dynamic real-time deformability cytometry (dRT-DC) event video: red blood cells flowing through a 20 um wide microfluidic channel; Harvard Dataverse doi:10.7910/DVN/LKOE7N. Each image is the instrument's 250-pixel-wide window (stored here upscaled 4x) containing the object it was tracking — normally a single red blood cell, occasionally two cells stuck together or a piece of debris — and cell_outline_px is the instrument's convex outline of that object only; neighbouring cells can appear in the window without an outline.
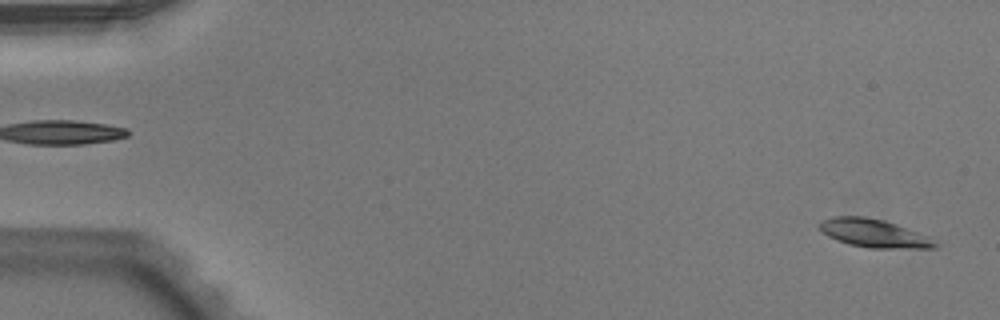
{"species": "Egyptian fruit bat (a non-hibernating species)", "species_latin": "Rousettus aegyptiacus", "temperature_condition": "warm", "stored_images_in_passage": 52, "camera_frame_rate_fps": 3000, "um_per_image_px": 0.085, "animal": {"sex": "male"}, "frame": {"image": 1, "passage_image": 2, "time_ms": 0.333, "image_size_px": [1000, 320], "cell_outline_px": [[940, 244], [936, 248], [868, 248], [848, 244], [836, 240], [828, 236], [816, 224], [820, 220], [832, 216], [864, 216], [884, 220], [896, 224], [928, 236]], "centroid_in_image_um": [74.26, 19.82], "position_along_channel_um": 10.7, "area_um2": 19.19}}
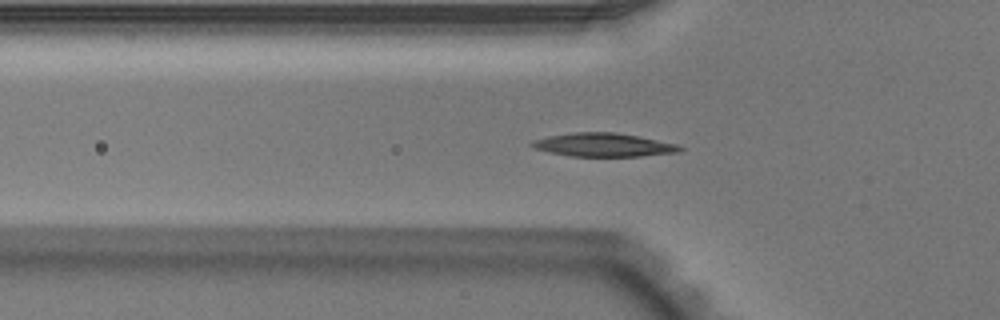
{"frame": {"image": 2, "passage_image": 18, "time_ms": 5.667, "image_size_px": [1000, 320], "cell_outline_px": [[684, 148], [680, 152], [640, 156], [568, 156], [548, 152], [536, 148], [528, 144], [532, 140], [548, 136], [572, 132], [616, 132], [676, 144]], "centroid_in_image_um": [51.25, 12.31], "position_along_channel_um": 74.5, "area_um2": 20.17}}
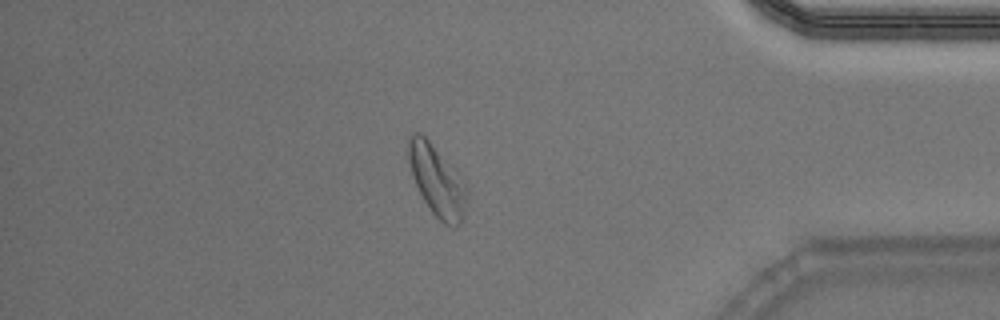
{"frame": {"image": 3, "passage_image": 45, "time_ms": 14.667, "image_size_px": [1000, 320], "cell_outline_px": [[468, 196], [464, 216], [456, 228], [452, 228], [444, 224], [432, 212], [424, 200], [412, 176], [408, 156], [408, 136], [412, 132], [420, 132], [456, 168], [464, 180], [468, 188]], "centroid_in_image_um": [37.18, 15.36], "position_along_channel_um": 398.0, "area_um2": 24.45}, "authors_computed_cell_mechanics": {"area_um2": 19.4497, "velocity_mm_per_s": 3.9127, "shape_relaxation_time_tau1_ms": 2.8318, "shape_relaxation_time_tau2_ms": 2.7438, "deformation_change_tau1": 0.1533, "deformation_change_tau2": 0.0576}}